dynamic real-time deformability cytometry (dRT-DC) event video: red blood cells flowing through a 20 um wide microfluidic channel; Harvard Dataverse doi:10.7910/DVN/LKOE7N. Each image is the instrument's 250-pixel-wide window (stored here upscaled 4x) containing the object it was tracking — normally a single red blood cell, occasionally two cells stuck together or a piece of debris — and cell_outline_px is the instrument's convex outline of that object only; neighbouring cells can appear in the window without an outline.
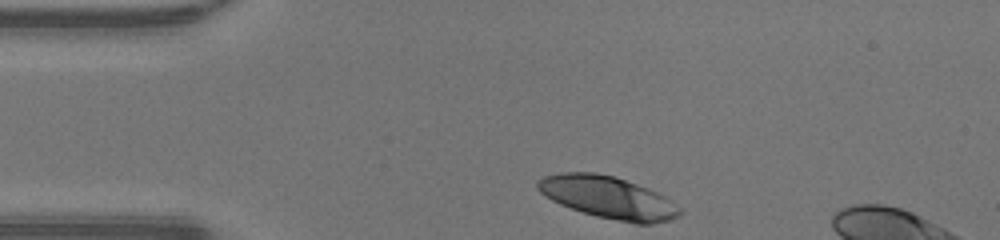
{"species": "human", "species_latin": "Homo sapiens", "temperature_condition": "warm", "stored_images_in_passage": 30, "camera_frame_rate_fps": 3000, "um_per_image_px": 0.085, "donor": {"sex": "male"}, "frame": {"image": 1, "passage_image": 1, "time_ms": 0.0, "image_size_px": [1000, 240], "cell_outline_px": [[684, 212], [680, 216], [668, 220], [652, 224], [636, 224], [596, 216], [560, 204], [552, 200], [540, 192], [536, 188], [536, 180], [544, 176], [560, 172], [596, 172], [616, 176], [648, 188], [672, 200]], "centroid_in_image_um": [51.7, 16.77], "position_along_channel_um": 33.3, "area_um2": 35.14}}
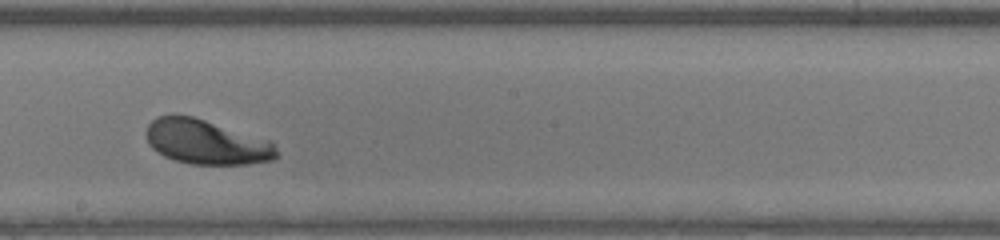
{"frame": {"image": 2, "passage_image": 18, "time_ms": 5.667, "image_size_px": [1000, 240], "cell_outline_px": [[280, 156], [272, 160], [248, 164], [192, 164], [176, 160], [164, 156], [152, 148], [148, 144], [148, 124], [156, 116], [192, 116], [272, 140]], "centroid_in_image_um": [17.6, 12.08], "position_along_channel_um": 230.6, "area_um2": 33.76}}
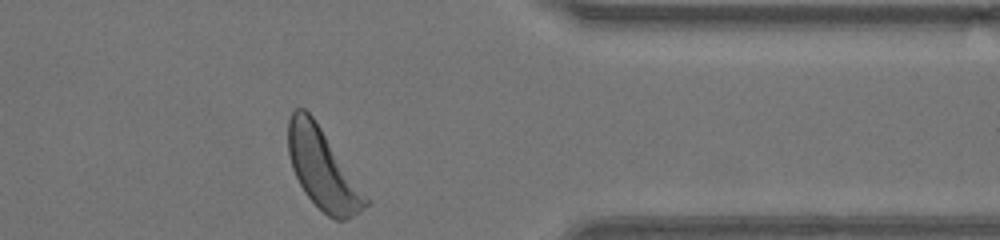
{"frame": {"image": 3, "passage_image": 30, "time_ms": 9.667, "image_size_px": [1000, 240], "cell_outline_px": [[372, 204], [344, 220], [336, 220], [328, 216], [304, 192], [292, 168], [288, 152], [288, 120], [292, 112], [296, 108], [304, 108], [312, 116], [372, 200]], "centroid_in_image_um": [27.46, 14.38], "position_along_channel_um": 383.9, "area_um2": 36.07}, "authors_computed_cell_mechanics": {"area_um2": 34.68, "velocity_mm_per_s": 4.2464, "shape_relaxation_time_tau1_ms": 2.7131, "shape_relaxation_time_tau2_ms": null, "deformation_change_tau1": 0.1791, "deformation_change_tau2": null}}